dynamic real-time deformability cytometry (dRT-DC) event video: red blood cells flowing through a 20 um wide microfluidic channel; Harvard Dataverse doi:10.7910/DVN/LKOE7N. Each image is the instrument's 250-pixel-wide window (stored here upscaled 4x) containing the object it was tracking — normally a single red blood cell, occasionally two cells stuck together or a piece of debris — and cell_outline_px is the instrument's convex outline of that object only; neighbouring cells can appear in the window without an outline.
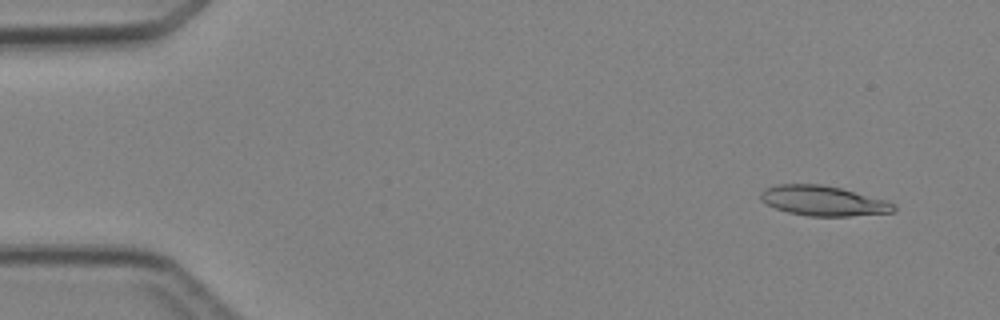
{"species": "Egyptian fruit bat (a non-hibernating species)", "species_latin": "Rousettus aegyptiacus", "temperature_condition": "cold", "stored_images_in_passage": 5, "camera_frame_rate_fps": 3000, "um_per_image_px": 0.085, "animal": {"sex": "female"}, "frame": {"image": 1, "passage_image": 1, "time_ms": 0.0, "image_size_px": [1000, 320], "cell_outline_px": [[896, 208], [892, 212], [848, 216], [808, 216], [788, 212], [776, 208], [760, 200], [760, 192], [764, 188], [776, 184], [820, 184], [840, 188], [884, 200], [896, 204]], "centroid_in_image_um": [69.93, 17.06], "position_along_channel_um": 15.1, "area_um2": 23.06}}
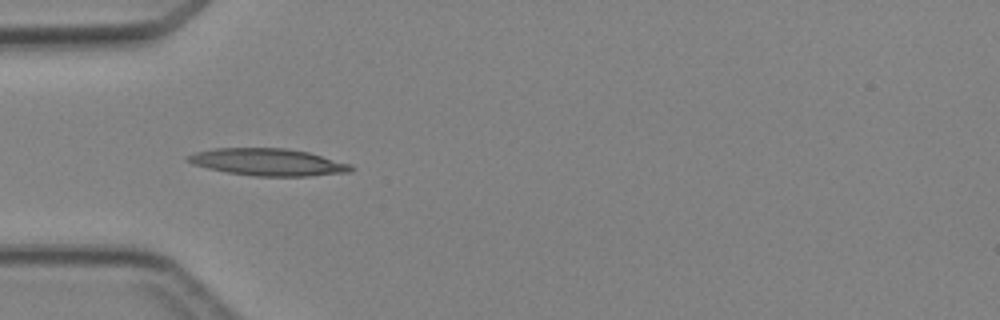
{"frame": {"image": 2, "passage_image": 4, "time_ms": 3.667, "image_size_px": [1000, 320], "cell_outline_px": [[356, 168], [352, 172], [308, 176], [256, 176], [228, 172], [208, 168], [192, 164], [184, 160], [184, 156], [196, 152], [216, 148], [284, 148], [308, 152], [352, 164]], "centroid_in_image_um": [22.79, 13.78], "position_along_channel_um": 62.2, "area_um2": 25.89}}
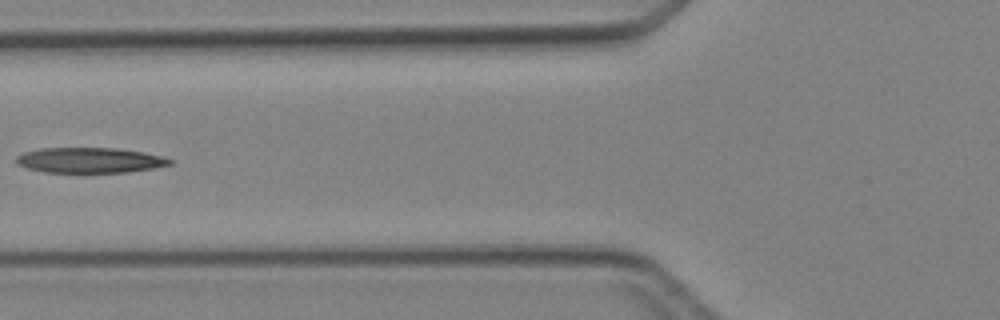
{"frame": {"image": 3, "passage_image": 5, "time_ms": 5.0, "image_size_px": [1000, 320], "cell_outline_px": [[172, 164], [152, 168], [124, 172], [44, 172], [28, 168], [16, 164], [16, 156], [24, 152], [40, 148], [116, 148], [140, 152], [160, 156], [172, 160]], "centroid_in_image_um": [7.56, 13.61], "position_along_channel_um": 118.2, "area_um2": 22.37}}